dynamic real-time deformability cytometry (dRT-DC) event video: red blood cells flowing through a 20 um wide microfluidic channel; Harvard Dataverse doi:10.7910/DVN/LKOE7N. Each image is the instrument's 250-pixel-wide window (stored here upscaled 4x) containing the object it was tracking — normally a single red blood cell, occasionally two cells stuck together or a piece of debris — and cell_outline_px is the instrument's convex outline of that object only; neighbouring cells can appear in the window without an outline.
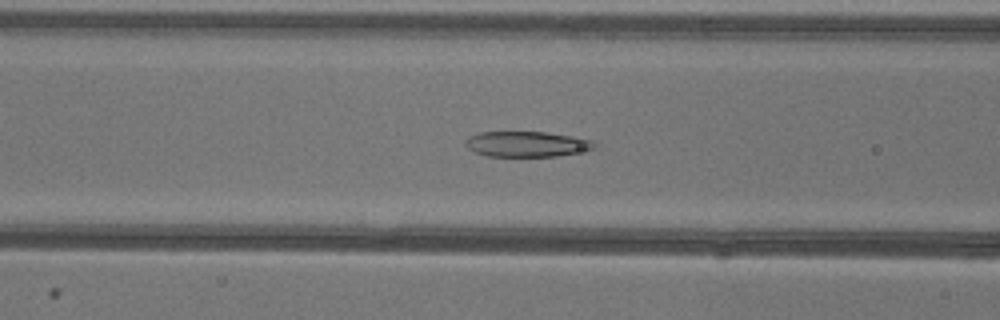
{"species": "common noctule bat (a hibernating species)", "species_latin": "Nyctalus noctula", "temperature_condition": "warm", "stored_images_in_passage": 45, "camera_frame_rate_fps": 3000, "um_per_image_px": 0.085, "animal": {"sex": "female"}, "frame": {"image": 1, "passage_image": 12, "time_ms": 3.667, "image_size_px": [1000, 320], "cell_outline_px": [[596, 148], [556, 156], [488, 156], [476, 152], [468, 148], [464, 144], [468, 136], [480, 132], [544, 132], [572, 136], [592, 140], [596, 144]], "centroid_in_image_um": [44.75, 12.24], "position_along_channel_um": 121.8, "area_um2": 18.96}}
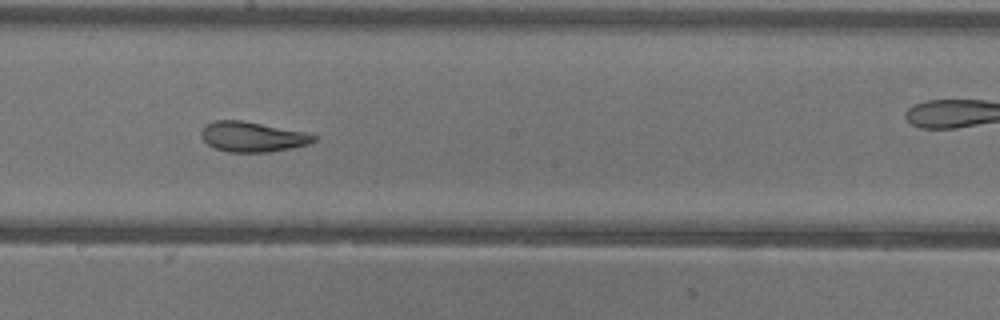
{"frame": {"image": 2, "passage_image": 20, "time_ms": 6.333, "image_size_px": [1000, 320], "cell_outline_px": [[316, 140], [308, 144], [268, 152], [228, 152], [216, 148], [208, 144], [200, 136], [200, 132], [204, 124], [216, 120], [240, 120], [304, 132], [316, 136]], "centroid_in_image_um": [21.39, 11.62], "position_along_channel_um": 226.8, "area_um2": 19.48}}
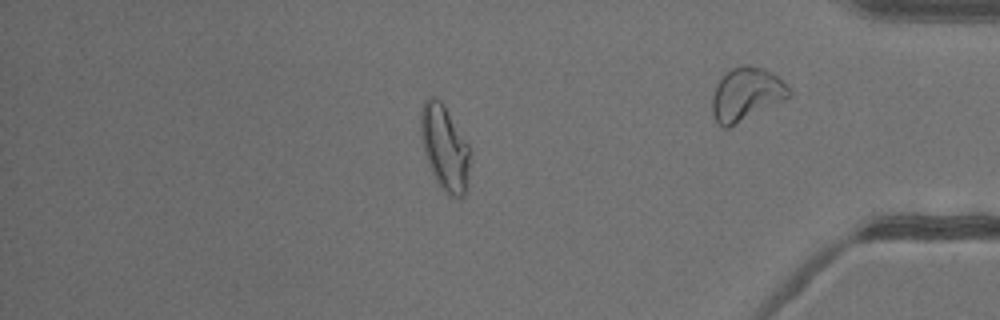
{"frame": {"image": 3, "passage_image": 36, "time_ms": 11.667, "image_size_px": [1000, 320], "cell_outline_px": [[468, 176], [464, 196], [460, 200], [448, 196], [440, 188], [428, 164], [424, 152], [420, 132], [420, 112], [424, 100], [428, 96], [432, 96], [440, 100], [468, 144]], "centroid_in_image_um": [37.76, 12.59], "position_along_channel_um": 397.4, "area_um2": 24.28}, "authors_computed_cell_mechanics": {"area_um2": 22.542, "velocity_mm_per_s": 3.9338, "shape_relaxation_time_tau1_ms": null, "shape_relaxation_time_tau2_ms": 1.8939, "deformation_change_tau1": null, "deformation_change_tau2": 0.0832}}